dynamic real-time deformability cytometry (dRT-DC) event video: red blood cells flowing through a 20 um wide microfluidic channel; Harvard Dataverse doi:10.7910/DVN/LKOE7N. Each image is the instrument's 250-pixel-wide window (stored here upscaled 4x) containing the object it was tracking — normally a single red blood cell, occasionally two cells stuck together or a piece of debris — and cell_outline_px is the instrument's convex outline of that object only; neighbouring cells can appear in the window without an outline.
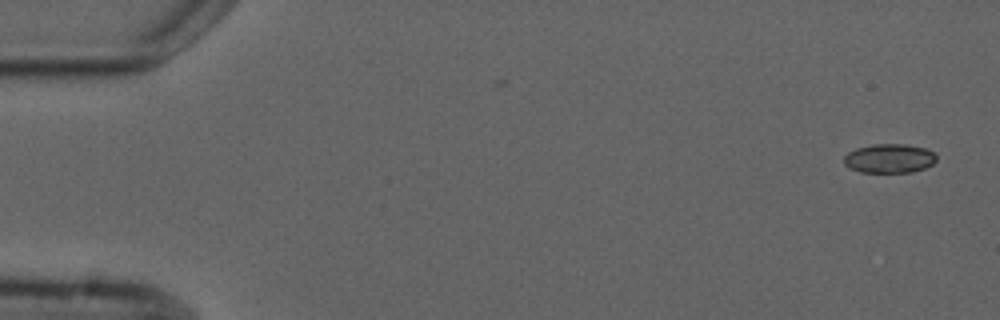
{"species": "common noctule bat (a hibernating species)", "species_latin": "Nyctalus noctula", "temperature_condition": "cold", "stored_images_in_passage": 5, "camera_frame_rate_fps": 3000, "um_per_image_px": 0.085, "animal": {"sex": "male", "forearm_length_mm": 52.5}, "frame": {"image": 1, "passage_image": 1, "time_ms": 0.0, "image_size_px": [1000, 320], "cell_outline_px": [[936, 160], [932, 164], [924, 168], [912, 172], [860, 172], [848, 168], [844, 164], [844, 156], [848, 152], [856, 148], [872, 144], [904, 144], [924, 148], [932, 152], [936, 156]], "centroid_in_image_um": [75.55, 13.47], "position_along_channel_um": 9.4, "area_um2": 15.66}}
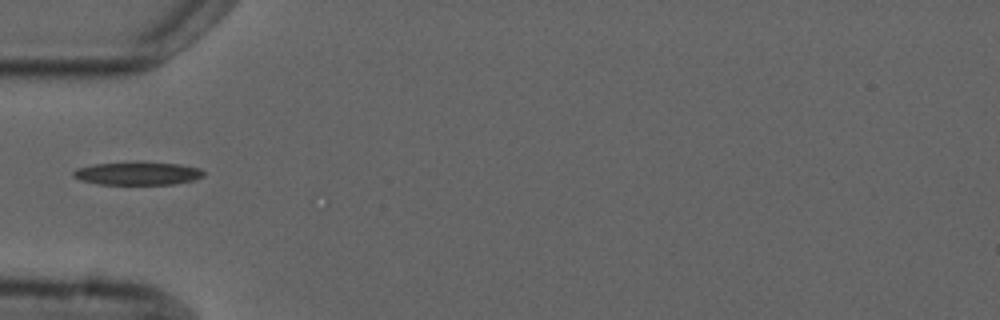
{"frame": {"image": 2, "passage_image": 4, "time_ms": 5.333, "image_size_px": [1000, 320], "cell_outline_px": [[204, 176], [196, 180], [172, 184], [96, 184], [80, 180], [72, 176], [72, 172], [76, 168], [92, 164], [136, 160], [144, 160], [180, 164], [200, 168], [204, 172]], "centroid_in_image_um": [11.69, 14.7], "position_along_channel_um": 73.3, "area_um2": 18.32}}
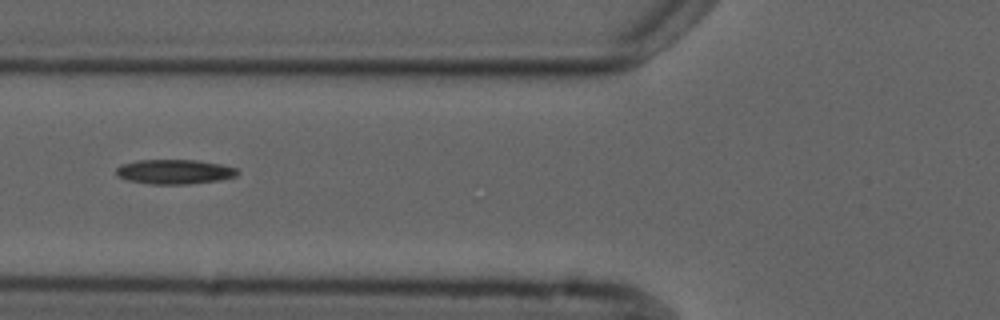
{"frame": {"image": 3, "passage_image": 5, "time_ms": 6.333, "image_size_px": [1000, 320], "cell_outline_px": [[240, 172], [236, 176], [220, 180], [188, 184], [152, 184], [128, 180], [116, 176], [116, 168], [120, 164], [136, 160], [196, 160], [220, 164], [236, 168]], "centroid_in_image_um": [14.81, 14.59], "position_along_channel_um": 111.0, "area_um2": 17.46}}